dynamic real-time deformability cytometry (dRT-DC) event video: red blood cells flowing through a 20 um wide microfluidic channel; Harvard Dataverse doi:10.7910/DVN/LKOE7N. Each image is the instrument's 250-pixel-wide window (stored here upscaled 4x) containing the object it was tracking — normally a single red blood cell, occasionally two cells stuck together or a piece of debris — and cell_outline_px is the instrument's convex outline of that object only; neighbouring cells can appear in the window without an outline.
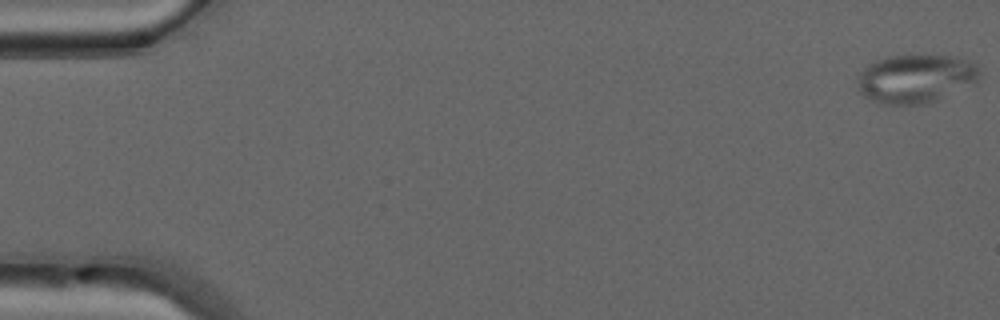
{"species": "common noctule bat (a hibernating species)", "species_latin": "Nyctalus noctula", "temperature_condition": "warm", "stored_images_in_passage": 8, "camera_frame_rate_fps": 3000, "um_per_image_px": 0.085, "animal": {"sex": "male", "forearm_length_mm": 52.5}, "frame": {"image": 1, "passage_image": 1, "time_ms": 0.0, "image_size_px": [1000, 320], "cell_outline_px": [[980, 76], [976, 84], [936, 100], [924, 104], [880, 104], [864, 96], [860, 92], [856, 80], [860, 72], [868, 64], [876, 60], [888, 56], [912, 52], [956, 56], [968, 60], [980, 72]], "centroid_in_image_um": [77.83, 6.64], "position_along_channel_um": 7.2, "area_um2": 35.55}}